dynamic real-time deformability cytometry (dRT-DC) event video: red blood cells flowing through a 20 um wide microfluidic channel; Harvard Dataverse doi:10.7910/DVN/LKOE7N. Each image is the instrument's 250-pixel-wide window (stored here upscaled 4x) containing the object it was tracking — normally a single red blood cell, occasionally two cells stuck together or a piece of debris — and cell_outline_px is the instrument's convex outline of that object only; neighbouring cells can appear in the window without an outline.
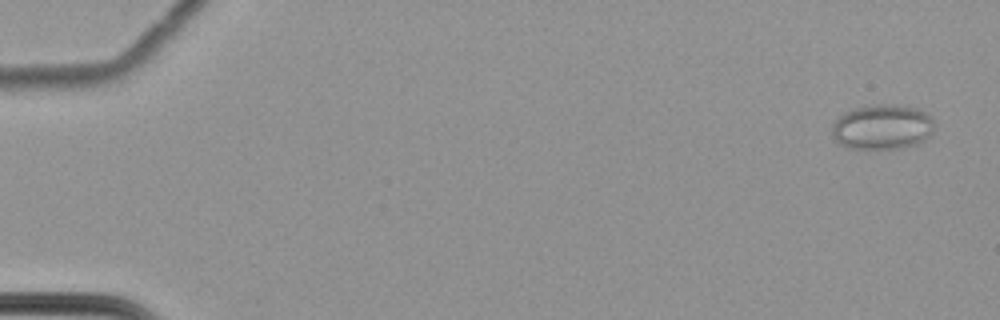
{"species": "common noctule bat (a hibernating species)", "species_latin": "Nyctalus noctula", "temperature_condition": "cold", "stored_images_in_passage": 61, "camera_frame_rate_fps": 3000, "um_per_image_px": 0.085, "animal": {"sex": "female", "body_mass_g": 22.7, "forearm_length_mm": 54.2}, "frame": {"image": 1, "passage_image": 3, "time_ms": 0.667, "image_size_px": [1000, 320], "cell_outline_px": [[932, 132], [924, 140], [916, 144], [896, 148], [852, 148], [840, 144], [832, 136], [832, 124], [844, 112], [864, 104], [896, 104], [916, 108], [924, 112], [932, 120]], "centroid_in_image_um": [74.95, 10.76], "position_along_channel_um": 10.0, "area_um2": 26.7}}
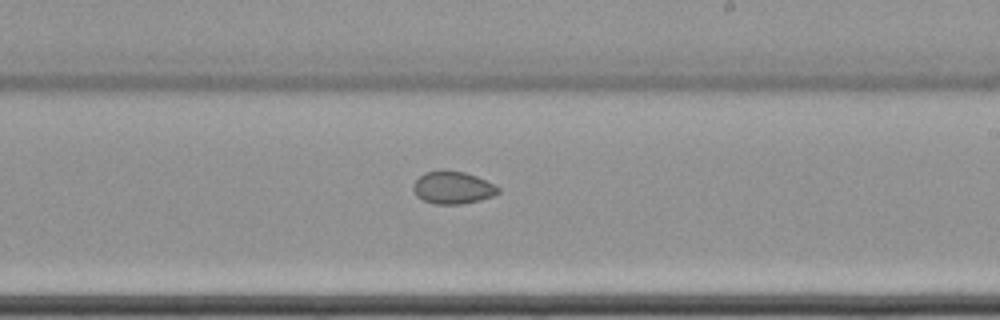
{"frame": {"image": 2, "passage_image": 38, "time_ms": 12.333, "image_size_px": [1000, 320], "cell_outline_px": [[500, 192], [492, 196], [480, 200], [460, 204], [436, 204], [424, 200], [416, 196], [412, 188], [412, 184], [424, 172], [444, 168], [464, 172], [476, 176], [500, 188]], "centroid_in_image_um": [38.44, 15.92], "position_along_channel_um": 250.6, "area_um2": 16.24}}
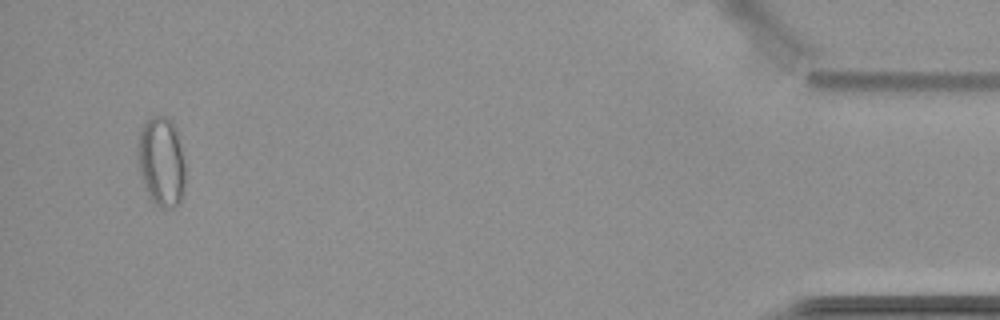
{"frame": {"image": 3, "passage_image": 59, "time_ms": 19.333, "image_size_px": [1000, 320], "cell_outline_px": [[184, 188], [180, 204], [172, 208], [160, 208], [148, 196], [144, 188], [140, 172], [136, 152], [136, 148], [140, 128], [152, 116], [164, 116], [172, 120], [176, 128], [180, 144], [184, 164]], "centroid_in_image_um": [13.7, 13.75], "position_along_channel_um": 421.5, "area_um2": 25.14}, "authors_computed_cell_mechanics": {"area_um2": 19.5942, "velocity_mm_per_s": 3.504, "shape_relaxation_time_tau1_ms": null, "shape_relaxation_time_tau2_ms": 6.3722, "deformation_change_tau1": null, "deformation_change_tau2": 0.0625}}